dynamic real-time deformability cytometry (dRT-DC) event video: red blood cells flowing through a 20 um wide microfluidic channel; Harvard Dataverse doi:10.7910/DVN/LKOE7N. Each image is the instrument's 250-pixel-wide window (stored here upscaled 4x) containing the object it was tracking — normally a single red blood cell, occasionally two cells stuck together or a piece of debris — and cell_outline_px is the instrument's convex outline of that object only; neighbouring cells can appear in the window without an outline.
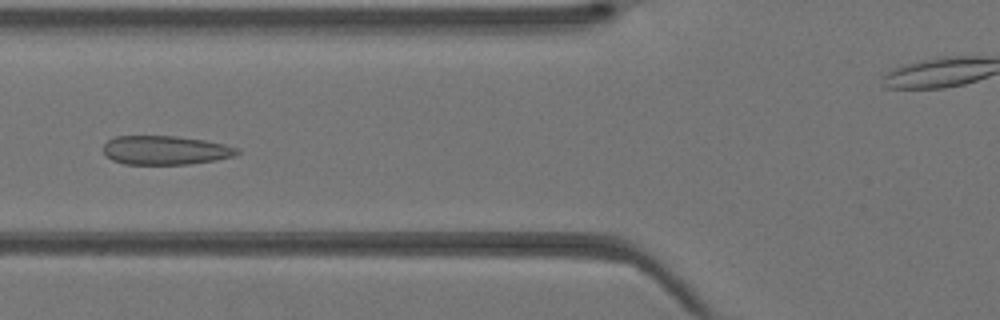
{"species": "Egyptian fruit bat (a non-hibernating species)", "species_latin": "Rousettus aegyptiacus", "temperature_condition": "warm", "stored_images_in_passage": 32, "camera_frame_rate_fps": 3000, "um_per_image_px": 0.085, "animal": {"sex": "female"}, "frame": {"image": 1, "passage_image": 9, "time_ms": 2.667, "image_size_px": [1000, 320], "cell_outline_px": [[240, 152], [232, 156], [216, 160], [188, 164], [124, 164], [112, 160], [104, 156], [104, 144], [108, 140], [116, 136], [176, 136], [204, 140], [224, 144], [240, 148]], "centroid_in_image_um": [14.04, 12.77], "position_along_channel_um": 111.8, "area_um2": 22.6}}
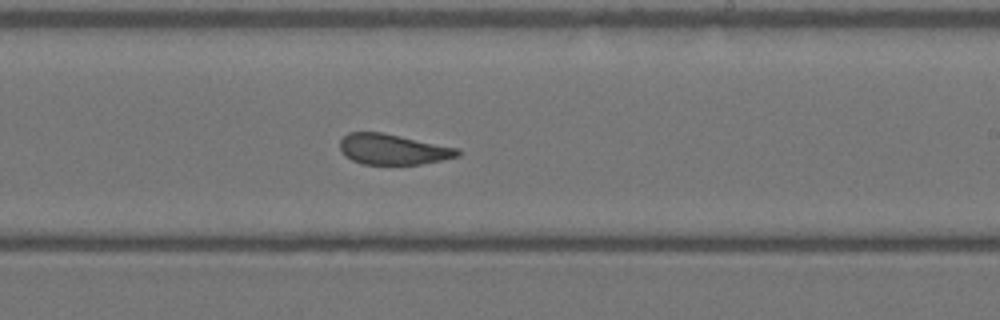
{"frame": {"image": 2, "passage_image": 18, "time_ms": 5.667, "image_size_px": [1000, 320], "cell_outline_px": [[460, 156], [420, 164], [364, 164], [352, 160], [340, 148], [340, 140], [348, 132], [380, 132], [460, 148]], "centroid_in_image_um": [33.43, 12.68], "position_along_channel_um": 255.6, "area_um2": 20.69}}
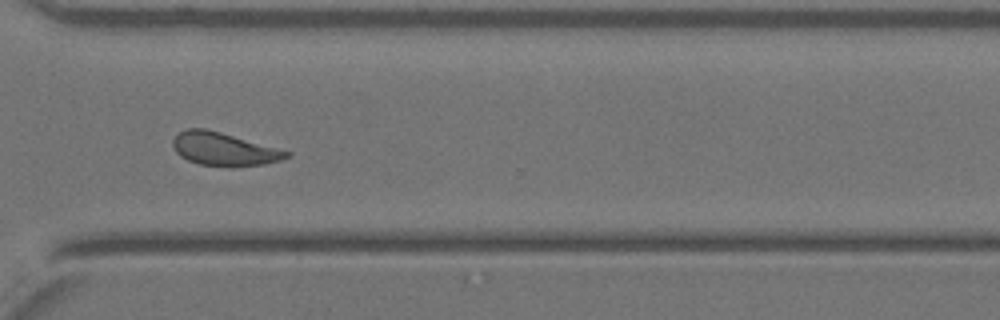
{"frame": {"image": 3, "passage_image": 24, "time_ms": 7.667, "image_size_px": [1000, 320], "cell_outline_px": [[292, 156], [280, 160], [264, 164], [200, 164], [188, 160], [180, 156], [176, 152], [172, 144], [172, 140], [180, 132], [188, 128], [204, 128], [220, 132], [292, 152]], "centroid_in_image_um": [19.02, 12.63], "position_along_channel_um": 351.6, "area_um2": 21.1}}